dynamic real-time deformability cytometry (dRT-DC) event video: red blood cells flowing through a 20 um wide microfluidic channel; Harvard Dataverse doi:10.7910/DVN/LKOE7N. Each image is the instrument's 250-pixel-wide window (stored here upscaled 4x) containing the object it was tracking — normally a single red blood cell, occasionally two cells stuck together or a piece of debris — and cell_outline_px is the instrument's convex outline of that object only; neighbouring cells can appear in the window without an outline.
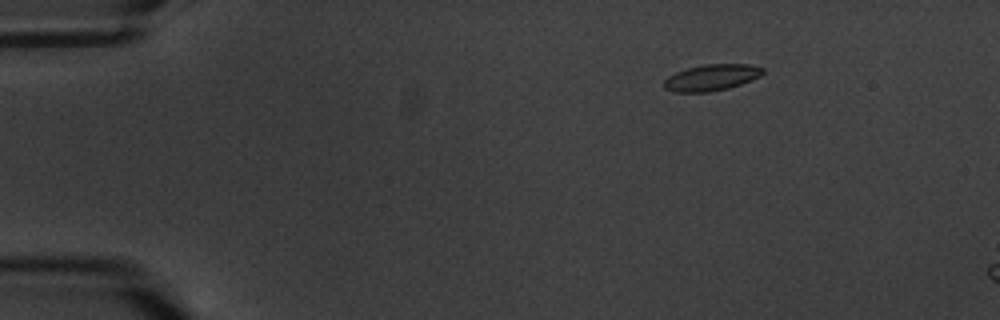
{"species": "common noctule bat (a hibernating species)", "species_latin": "Nyctalus noctula", "temperature_condition": "warm", "stored_images_in_passage": 3, "camera_frame_rate_fps": 3000, "um_per_image_px": 0.085, "animal": {"sex": "male", "body_mass_g": 20.1, "forearm_length_mm": 53.5}, "frame": {"image": 1, "passage_image": 1, "time_ms": 0.0, "image_size_px": [1000, 320], "cell_outline_px": [[764, 72], [760, 76], [740, 84], [728, 88], [708, 92], [672, 92], [664, 88], [664, 80], [668, 76], [676, 72], [688, 68], [704, 64], [748, 64], [764, 68]], "centroid_in_image_um": [60.46, 6.59], "position_along_channel_um": 24.5, "area_um2": 15.09}}